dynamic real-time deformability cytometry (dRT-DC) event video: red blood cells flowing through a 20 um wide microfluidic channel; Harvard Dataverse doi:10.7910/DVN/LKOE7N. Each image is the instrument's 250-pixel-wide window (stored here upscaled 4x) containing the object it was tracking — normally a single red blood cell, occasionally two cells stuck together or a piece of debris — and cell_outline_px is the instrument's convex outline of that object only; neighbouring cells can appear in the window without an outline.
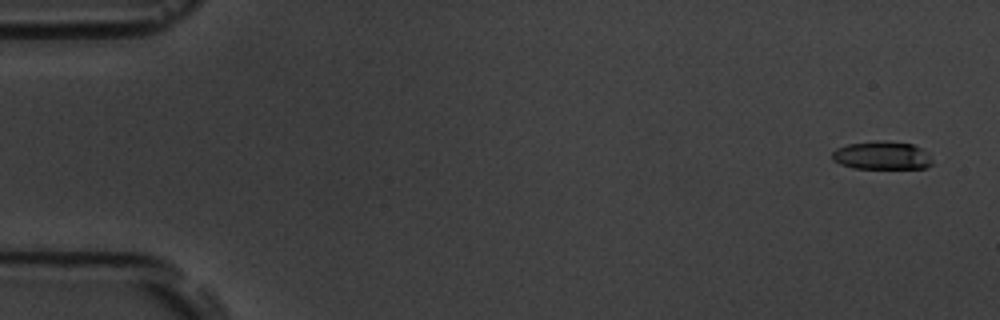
{"species": "common noctule bat (a hibernating species)", "species_latin": "Nyctalus noctula", "temperature_condition": "room temperature", "stored_images_in_passage": 4, "camera_frame_rate_fps": 3000, "um_per_image_px": 0.085, "animal": {"sex": "male", "body_mass_g": 19.5, "forearm_length_mm": 54.6}, "frame": {"image": 1, "passage_image": 1, "time_ms": 0.0, "image_size_px": [1000, 320], "cell_outline_px": [[932, 164], [924, 168], [852, 168], [840, 164], [832, 160], [832, 152], [836, 148], [848, 144], [876, 140], [880, 140], [912, 144], [928, 152], [932, 160]], "centroid_in_image_um": [74.94, 13.21], "position_along_channel_um": 10.1, "area_um2": 16.53}}